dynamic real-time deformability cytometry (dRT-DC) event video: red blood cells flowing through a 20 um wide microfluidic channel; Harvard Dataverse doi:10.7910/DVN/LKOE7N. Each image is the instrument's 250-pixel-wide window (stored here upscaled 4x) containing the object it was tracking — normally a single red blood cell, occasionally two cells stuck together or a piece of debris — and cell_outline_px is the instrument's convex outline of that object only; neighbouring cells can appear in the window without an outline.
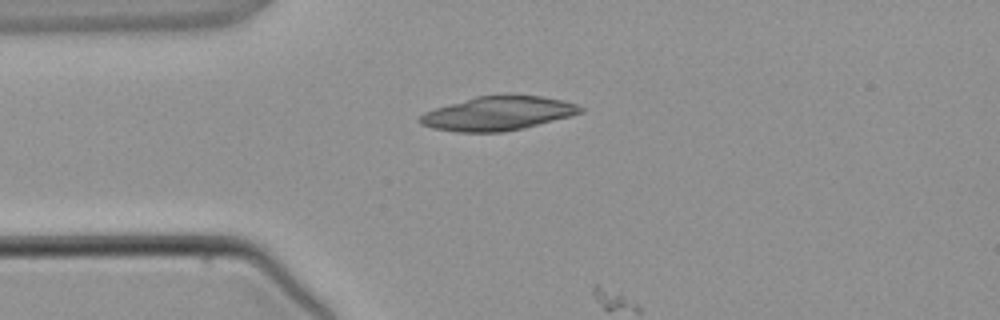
{"species": "common noctule bat (a hibernating species)", "species_latin": "Nyctalus noctula", "temperature_condition": "warm", "stored_images_in_passage": 5, "camera_frame_rate_fps": 3000, "um_per_image_px": 0.085, "animal": {"sex": "male", "body_mass_g": 21.5, "forearm_length_mm": 52.0}, "frame": {"image": 1, "passage_image": 5, "time_ms": 4.667, "image_size_px": [1000, 320], "cell_outline_px": [[584, 112], [572, 116], [524, 128], [500, 132], [456, 132], [432, 128], [420, 124], [416, 120], [424, 112], [436, 108], [476, 96], [540, 96], [564, 100], [576, 104], [584, 108]], "centroid_in_image_um": [42.33, 9.66], "position_along_channel_um": 42.7, "area_um2": 31.62}}